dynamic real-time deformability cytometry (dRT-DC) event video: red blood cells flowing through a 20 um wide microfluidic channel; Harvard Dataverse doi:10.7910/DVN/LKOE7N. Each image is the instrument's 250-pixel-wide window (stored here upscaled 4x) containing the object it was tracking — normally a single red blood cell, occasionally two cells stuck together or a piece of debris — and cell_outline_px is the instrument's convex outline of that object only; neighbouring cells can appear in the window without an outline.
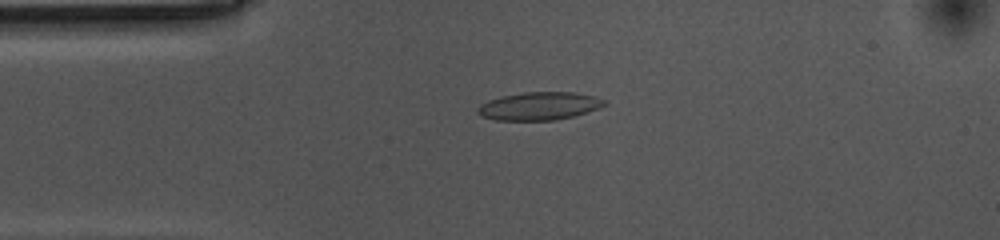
{"species": "common noctule bat (a hibernating species)", "species_latin": "Nyctalus noctula", "temperature_condition": "cold", "stored_images_in_passage": 54, "camera_frame_rate_fps": 3000, "um_per_image_px": 0.085, "animal": {"sex": "female", "body_mass_g": 10.0, "forearm_length_mm": 53.1}, "frame": {"image": 1, "passage_image": 11, "time_ms": 3.333, "image_size_px": [1000, 240], "cell_outline_px": [[608, 104], [600, 108], [588, 112], [556, 120], [496, 120], [480, 116], [476, 112], [476, 108], [480, 104], [488, 100], [500, 96], [524, 92], [572, 92], [596, 96], [608, 100]], "centroid_in_image_um": [45.85, 9.01], "position_along_channel_um": 39.2, "area_um2": 20.98}}
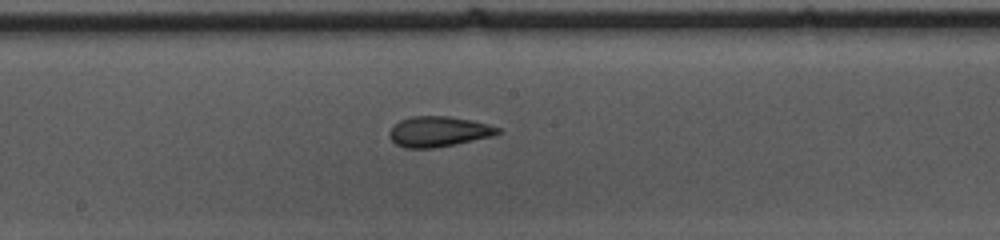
{"frame": {"image": 2, "passage_image": 27, "time_ms": 8.667, "image_size_px": [1000, 240], "cell_outline_px": [[500, 132], [496, 136], [456, 144], [432, 148], [404, 148], [396, 144], [388, 136], [388, 132], [392, 124], [400, 120], [412, 116], [448, 116], [472, 120], [488, 124], [500, 128]], "centroid_in_image_um": [37.26, 11.18], "position_along_channel_um": 210.9, "area_um2": 19.48}}
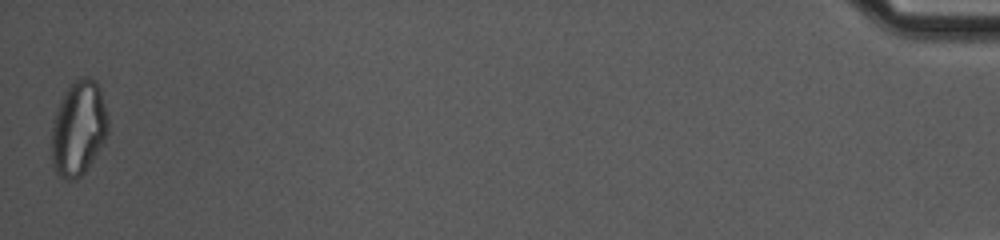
{"frame": {"image": 3, "passage_image": 54, "time_ms": 17.667, "image_size_px": [1000, 240], "cell_outline_px": [[108, 132], [104, 144], [84, 172], [76, 180], [68, 180], [56, 176], [52, 164], [52, 128], [56, 112], [60, 100], [64, 92], [80, 76], [88, 76], [96, 80], [100, 88], [108, 116]], "centroid_in_image_um": [6.69, 10.92], "position_along_channel_um": 428.5, "area_um2": 31.5}, "authors_computed_cell_mechanics": {"area_um2": 19.8543, "velocity_mm_per_s": 3.5404, "shape_relaxation_time_tau1_ms": null, "shape_relaxation_time_tau2_ms": 2.2678, "deformation_change_tau1": null, "deformation_change_tau2": 0.0955}}